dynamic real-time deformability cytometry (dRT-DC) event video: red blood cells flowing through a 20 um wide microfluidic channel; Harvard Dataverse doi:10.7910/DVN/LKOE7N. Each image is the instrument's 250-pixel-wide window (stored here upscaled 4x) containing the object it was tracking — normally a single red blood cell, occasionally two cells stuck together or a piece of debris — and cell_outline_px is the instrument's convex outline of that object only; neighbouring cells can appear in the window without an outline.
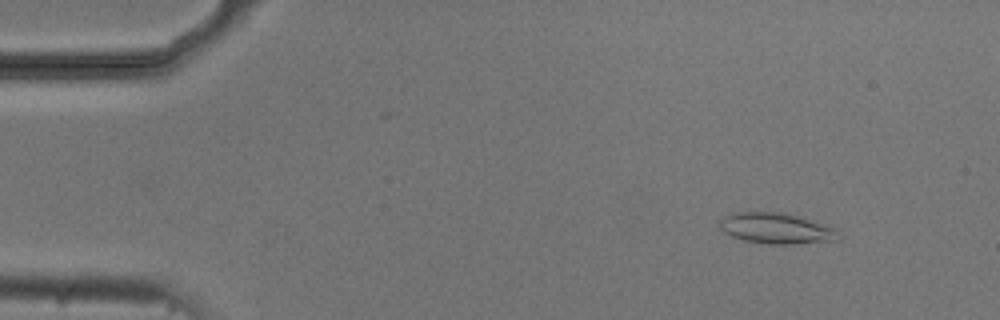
{"species": "common noctule bat (a hibernating species)", "species_latin": "Nyctalus noctula", "temperature_condition": "cold", "stored_images_in_passage": 40, "camera_frame_rate_fps": 3000, "um_per_image_px": 0.085, "animal": {"sex": "male", "body_mass_g": 20.5, "forearm_length_mm": 52.5}, "frame": {"image": 1, "passage_image": 5, "time_ms": 1.333, "image_size_px": [1000, 320], "cell_outline_px": [[844, 236], [836, 240], [792, 244], [772, 244], [744, 240], [732, 236], [724, 232], [720, 228], [720, 220], [724, 216], [732, 212], [784, 212], [800, 216], [828, 224], [836, 228]], "centroid_in_image_um": [66.06, 19.4], "position_along_channel_um": 18.9, "area_um2": 21.68}}
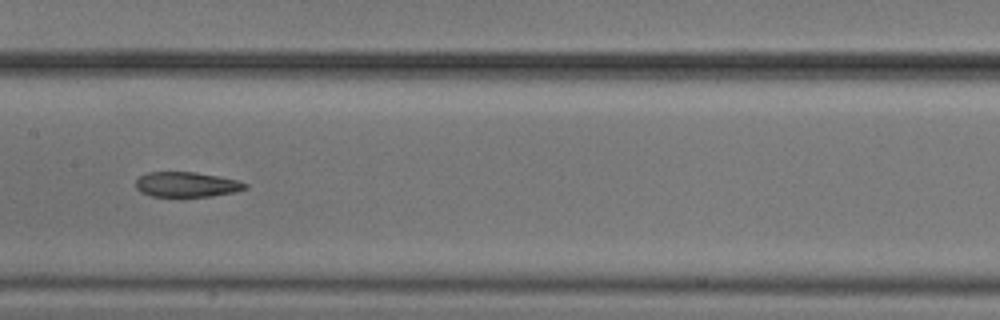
{"frame": {"image": 2, "passage_image": 26, "time_ms": 8.333, "image_size_px": [1000, 320], "cell_outline_px": [[248, 188], [236, 192], [208, 196], [152, 196], [140, 192], [136, 188], [136, 180], [140, 176], [148, 172], [196, 172], [220, 176], [236, 180], [248, 184]], "centroid_in_image_um": [15.87, 15.67], "position_along_channel_um": 191.5, "area_um2": 15.95}}
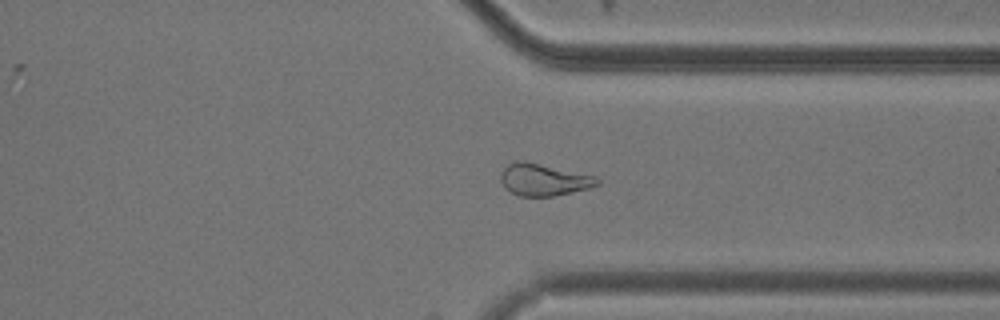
{"frame": {"image": 3, "passage_image": 40, "time_ms": 13.0, "image_size_px": [1000, 320], "cell_outline_px": [[600, 184], [588, 188], [572, 192], [552, 196], [520, 196], [504, 188], [500, 180], [500, 172], [508, 164], [516, 160], [524, 160], [596, 176], [600, 180]], "centroid_in_image_um": [46.19, 15.26], "position_along_channel_um": 365.2, "area_um2": 18.09}, "authors_computed_cell_mechanics": {"area_um2": 17.7157, "velocity_mm_per_s": 3.7344, "shape_relaxation_time_tau1_ms": null, "shape_relaxation_time_tau2_ms": 2.6926, "deformation_change_tau1": null, "deformation_change_tau2": 0.0912}}